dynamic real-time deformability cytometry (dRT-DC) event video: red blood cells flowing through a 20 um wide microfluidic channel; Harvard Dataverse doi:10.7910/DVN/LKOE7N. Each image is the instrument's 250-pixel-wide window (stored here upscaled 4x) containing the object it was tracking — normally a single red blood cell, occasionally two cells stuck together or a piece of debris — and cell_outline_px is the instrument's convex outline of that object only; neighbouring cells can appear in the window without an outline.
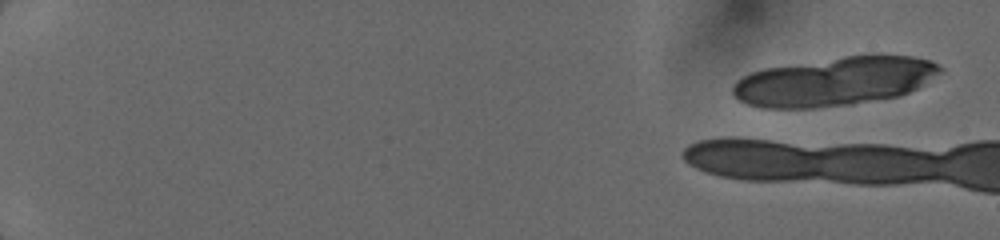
{"species": "human", "species_latin": "Homo sapiens", "temperature_condition": "cold", "stored_images_in_passage": 5, "camera_frame_rate_fps": 3000, "um_per_image_px": 0.085, "donor": {"sex": "female"}, "frame": {"image": 1, "passage_image": 1, "time_ms": 0.0, "image_size_px": [1000, 240], "cell_outline_px": [[944, 68], [940, 72], [916, 88], [908, 92], [896, 96], [852, 104], [820, 108], [764, 108], [748, 104], [740, 100], [732, 92], [732, 84], [736, 80], [752, 72], [764, 68], [868, 52], [880, 52], [912, 56], [932, 60]], "centroid_in_image_um": [70.97, 6.88], "position_along_channel_um": 14.0, "area_um2": 59.71}}